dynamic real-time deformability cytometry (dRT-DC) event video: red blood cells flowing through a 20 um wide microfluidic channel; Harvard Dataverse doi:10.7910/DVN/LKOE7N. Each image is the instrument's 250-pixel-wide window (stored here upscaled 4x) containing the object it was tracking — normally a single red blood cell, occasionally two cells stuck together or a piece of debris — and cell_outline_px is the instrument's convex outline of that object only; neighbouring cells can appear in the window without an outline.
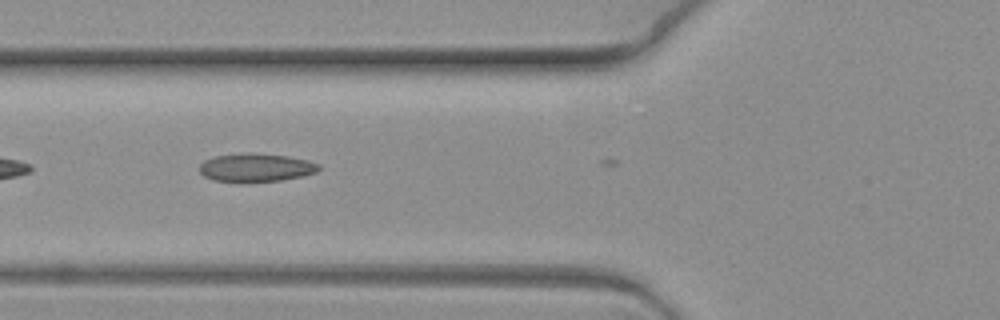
{"species": "common noctule bat (a hibernating species)", "species_latin": "Nyctalus noctula", "temperature_condition": "warm", "stored_images_in_passage": 8, "camera_frame_rate_fps": 3000, "um_per_image_px": 0.085, "animal": {"sex": "female", "body_mass_g": 19.3, "forearm_length_mm": 54.1}, "frame": {"image": 1, "passage_image": 7, "time_ms": 2.0, "image_size_px": [1000, 320], "cell_outline_px": [[320, 168], [316, 172], [300, 176], [280, 180], [244, 184], [240, 184], [212, 180], [204, 176], [200, 172], [200, 164], [204, 160], [216, 156], [248, 152], [288, 156], [308, 160], [320, 164]], "centroid_in_image_um": [21.72, 14.27], "position_along_channel_um": 104.1, "area_um2": 20.17}}